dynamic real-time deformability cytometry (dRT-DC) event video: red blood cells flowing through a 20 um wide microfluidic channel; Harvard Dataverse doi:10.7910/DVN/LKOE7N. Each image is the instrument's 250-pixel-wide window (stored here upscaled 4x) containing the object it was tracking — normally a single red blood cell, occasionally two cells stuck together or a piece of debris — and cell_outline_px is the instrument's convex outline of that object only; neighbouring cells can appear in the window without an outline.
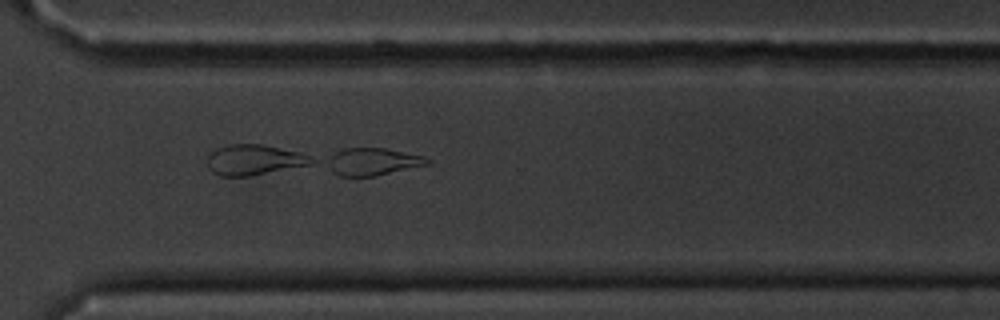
{"species": "common noctule bat (a hibernating species)", "species_latin": "Nyctalus noctula", "temperature_condition": "cold", "stored_images_in_passage": 52, "camera_frame_rate_fps": 3000, "um_per_image_px": 0.085, "animal": {"sex": "male", "body_mass_g": 20.1, "forearm_length_mm": 53.5}, "frame": {"image": 1, "passage_image": 37, "time_ms": 12.0, "image_size_px": [1000, 320], "cell_outline_px": [[432, 164], [372, 176], [340, 176], [332, 172], [324, 164], [324, 160], [336, 152], [344, 148], [384, 148], [424, 156], [432, 160]], "centroid_in_image_um": [31.66, 13.74], "position_along_channel_um": 338.9, "area_um2": 16.13}}